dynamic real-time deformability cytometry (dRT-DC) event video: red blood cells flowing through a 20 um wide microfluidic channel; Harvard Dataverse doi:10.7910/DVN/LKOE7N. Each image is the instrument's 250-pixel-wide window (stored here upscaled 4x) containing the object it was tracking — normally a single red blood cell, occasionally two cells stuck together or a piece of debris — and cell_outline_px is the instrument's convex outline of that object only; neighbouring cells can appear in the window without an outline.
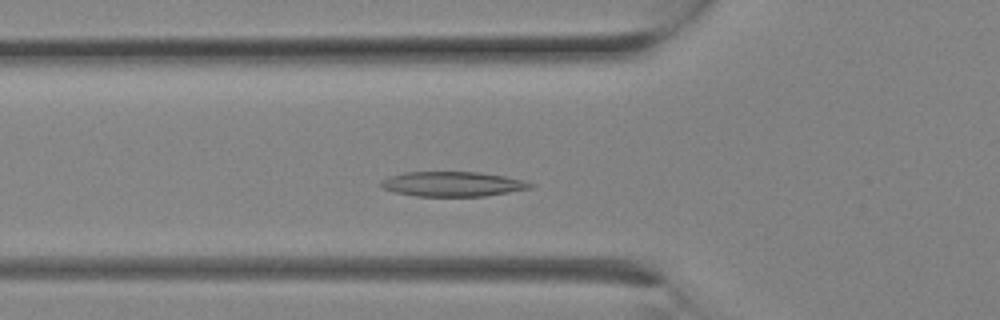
{"species": "Egyptian fruit bat (a non-hibernating species)", "species_latin": "Rousettus aegyptiacus", "temperature_condition": "room temperature", "stored_images_in_passage": 9, "camera_frame_rate_fps": 3000, "um_per_image_px": 0.085, "animal": {"sex": "female"}, "frame": {"image": 1, "passage_image": 7, "time_ms": 2.0, "image_size_px": [1000, 320], "cell_outline_px": [[536, 184], [532, 188], [484, 196], [416, 196], [396, 192], [380, 188], [380, 180], [388, 176], [404, 172], [480, 172], [504, 176], [524, 180]], "centroid_in_image_um": [38.45, 15.64], "position_along_channel_um": 87.3, "area_um2": 21.73}}
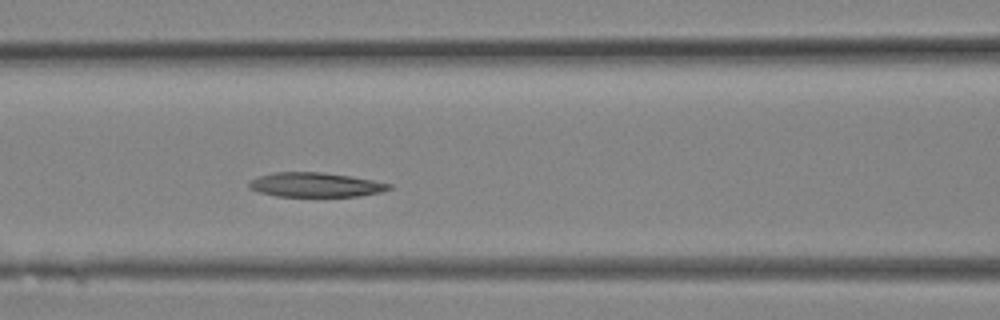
{"frame": {"image": 2, "passage_image": 9, "time_ms": 2.667, "image_size_px": [1000, 320], "cell_outline_px": [[392, 188], [380, 192], [360, 196], [276, 196], [260, 192], [248, 188], [248, 184], [252, 180], [260, 176], [272, 172], [324, 172], [352, 176], [392, 184]], "centroid_in_image_um": [26.83, 15.7], "position_along_channel_um": 139.8, "area_um2": 19.88}}